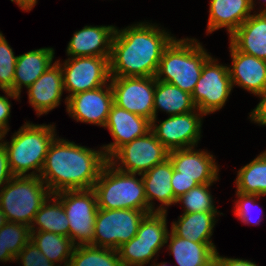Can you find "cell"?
Listing matches in <instances>:
<instances>
[{
  "mask_svg": "<svg viewBox=\"0 0 266 266\" xmlns=\"http://www.w3.org/2000/svg\"><path fill=\"white\" fill-rule=\"evenodd\" d=\"M164 28L139 22L116 27L109 59L111 77H155L161 56L176 38Z\"/></svg>",
  "mask_w": 266,
  "mask_h": 266,
  "instance_id": "obj_1",
  "label": "cell"
},
{
  "mask_svg": "<svg viewBox=\"0 0 266 266\" xmlns=\"http://www.w3.org/2000/svg\"><path fill=\"white\" fill-rule=\"evenodd\" d=\"M107 162L102 147L96 150L56 136L48 148L39 176L51 194L91 189Z\"/></svg>",
  "mask_w": 266,
  "mask_h": 266,
  "instance_id": "obj_2",
  "label": "cell"
},
{
  "mask_svg": "<svg viewBox=\"0 0 266 266\" xmlns=\"http://www.w3.org/2000/svg\"><path fill=\"white\" fill-rule=\"evenodd\" d=\"M55 126L26 121L13 133L10 142L4 140L6 134L0 135V142L7 151L9 166L14 176L40 175L48 148L57 136Z\"/></svg>",
  "mask_w": 266,
  "mask_h": 266,
  "instance_id": "obj_3",
  "label": "cell"
},
{
  "mask_svg": "<svg viewBox=\"0 0 266 266\" xmlns=\"http://www.w3.org/2000/svg\"><path fill=\"white\" fill-rule=\"evenodd\" d=\"M210 56L197 39L175 38L161 56L155 79L192 94Z\"/></svg>",
  "mask_w": 266,
  "mask_h": 266,
  "instance_id": "obj_4",
  "label": "cell"
},
{
  "mask_svg": "<svg viewBox=\"0 0 266 266\" xmlns=\"http://www.w3.org/2000/svg\"><path fill=\"white\" fill-rule=\"evenodd\" d=\"M136 175L141 176L136 178ZM99 209H135L151 213L141 174L125 173L107 162L94 184Z\"/></svg>",
  "mask_w": 266,
  "mask_h": 266,
  "instance_id": "obj_5",
  "label": "cell"
},
{
  "mask_svg": "<svg viewBox=\"0 0 266 266\" xmlns=\"http://www.w3.org/2000/svg\"><path fill=\"white\" fill-rule=\"evenodd\" d=\"M51 195L40 176H13L0 189V209L8 222L31 226L35 214Z\"/></svg>",
  "mask_w": 266,
  "mask_h": 266,
  "instance_id": "obj_6",
  "label": "cell"
},
{
  "mask_svg": "<svg viewBox=\"0 0 266 266\" xmlns=\"http://www.w3.org/2000/svg\"><path fill=\"white\" fill-rule=\"evenodd\" d=\"M69 221V238L75 246L90 245L94 237L98 211L96 193L91 189L64 190L55 193Z\"/></svg>",
  "mask_w": 266,
  "mask_h": 266,
  "instance_id": "obj_7",
  "label": "cell"
},
{
  "mask_svg": "<svg viewBox=\"0 0 266 266\" xmlns=\"http://www.w3.org/2000/svg\"><path fill=\"white\" fill-rule=\"evenodd\" d=\"M146 214V211L135 209H98L90 245L117 250L136 236Z\"/></svg>",
  "mask_w": 266,
  "mask_h": 266,
  "instance_id": "obj_8",
  "label": "cell"
},
{
  "mask_svg": "<svg viewBox=\"0 0 266 266\" xmlns=\"http://www.w3.org/2000/svg\"><path fill=\"white\" fill-rule=\"evenodd\" d=\"M228 67L218 63L212 56L204 62L191 94L196 108L204 115L219 111L228 101L233 90Z\"/></svg>",
  "mask_w": 266,
  "mask_h": 266,
  "instance_id": "obj_9",
  "label": "cell"
},
{
  "mask_svg": "<svg viewBox=\"0 0 266 266\" xmlns=\"http://www.w3.org/2000/svg\"><path fill=\"white\" fill-rule=\"evenodd\" d=\"M169 150L150 130L147 134L121 146L108 162L119 171L142 174L168 159Z\"/></svg>",
  "mask_w": 266,
  "mask_h": 266,
  "instance_id": "obj_10",
  "label": "cell"
},
{
  "mask_svg": "<svg viewBox=\"0 0 266 266\" xmlns=\"http://www.w3.org/2000/svg\"><path fill=\"white\" fill-rule=\"evenodd\" d=\"M110 57H68L60 63L63 73V88L69 93L67 99L80 92L96 89L110 82Z\"/></svg>",
  "mask_w": 266,
  "mask_h": 266,
  "instance_id": "obj_11",
  "label": "cell"
},
{
  "mask_svg": "<svg viewBox=\"0 0 266 266\" xmlns=\"http://www.w3.org/2000/svg\"><path fill=\"white\" fill-rule=\"evenodd\" d=\"M113 102L125 110L154 119L155 77H111Z\"/></svg>",
  "mask_w": 266,
  "mask_h": 266,
  "instance_id": "obj_12",
  "label": "cell"
},
{
  "mask_svg": "<svg viewBox=\"0 0 266 266\" xmlns=\"http://www.w3.org/2000/svg\"><path fill=\"white\" fill-rule=\"evenodd\" d=\"M203 116L205 115L196 109L185 114L169 116L162 122L152 120L151 130L169 151L197 147L202 137Z\"/></svg>",
  "mask_w": 266,
  "mask_h": 266,
  "instance_id": "obj_13",
  "label": "cell"
},
{
  "mask_svg": "<svg viewBox=\"0 0 266 266\" xmlns=\"http://www.w3.org/2000/svg\"><path fill=\"white\" fill-rule=\"evenodd\" d=\"M110 82L96 89L77 93L67 99L66 110L77 122L104 127L113 105Z\"/></svg>",
  "mask_w": 266,
  "mask_h": 266,
  "instance_id": "obj_14",
  "label": "cell"
},
{
  "mask_svg": "<svg viewBox=\"0 0 266 266\" xmlns=\"http://www.w3.org/2000/svg\"><path fill=\"white\" fill-rule=\"evenodd\" d=\"M211 153L194 147L169 151L176 177L194 179L198 184H213L219 180L218 164Z\"/></svg>",
  "mask_w": 266,
  "mask_h": 266,
  "instance_id": "obj_15",
  "label": "cell"
},
{
  "mask_svg": "<svg viewBox=\"0 0 266 266\" xmlns=\"http://www.w3.org/2000/svg\"><path fill=\"white\" fill-rule=\"evenodd\" d=\"M104 127L109 130L114 140L102 146L105 156L109 159L124 144L147 134L151 130V121L113 103Z\"/></svg>",
  "mask_w": 266,
  "mask_h": 266,
  "instance_id": "obj_16",
  "label": "cell"
},
{
  "mask_svg": "<svg viewBox=\"0 0 266 266\" xmlns=\"http://www.w3.org/2000/svg\"><path fill=\"white\" fill-rule=\"evenodd\" d=\"M232 65L228 67L232 87L238 86L256 96L266 90V60L238 51L229 45Z\"/></svg>",
  "mask_w": 266,
  "mask_h": 266,
  "instance_id": "obj_17",
  "label": "cell"
},
{
  "mask_svg": "<svg viewBox=\"0 0 266 266\" xmlns=\"http://www.w3.org/2000/svg\"><path fill=\"white\" fill-rule=\"evenodd\" d=\"M63 92V73L59 59L27 89L29 103L38 116L48 114L59 106Z\"/></svg>",
  "mask_w": 266,
  "mask_h": 266,
  "instance_id": "obj_18",
  "label": "cell"
},
{
  "mask_svg": "<svg viewBox=\"0 0 266 266\" xmlns=\"http://www.w3.org/2000/svg\"><path fill=\"white\" fill-rule=\"evenodd\" d=\"M115 30L113 25L84 26L76 31L68 42L67 56L110 57Z\"/></svg>",
  "mask_w": 266,
  "mask_h": 266,
  "instance_id": "obj_19",
  "label": "cell"
},
{
  "mask_svg": "<svg viewBox=\"0 0 266 266\" xmlns=\"http://www.w3.org/2000/svg\"><path fill=\"white\" fill-rule=\"evenodd\" d=\"M256 0H210L207 33L226 28L229 37L252 14Z\"/></svg>",
  "mask_w": 266,
  "mask_h": 266,
  "instance_id": "obj_20",
  "label": "cell"
},
{
  "mask_svg": "<svg viewBox=\"0 0 266 266\" xmlns=\"http://www.w3.org/2000/svg\"><path fill=\"white\" fill-rule=\"evenodd\" d=\"M141 175L149 210L151 212H167V208L174 204V192L171 186L173 165L170 159L155 165ZM155 199L161 203L158 208L154 207L153 200Z\"/></svg>",
  "mask_w": 266,
  "mask_h": 266,
  "instance_id": "obj_21",
  "label": "cell"
},
{
  "mask_svg": "<svg viewBox=\"0 0 266 266\" xmlns=\"http://www.w3.org/2000/svg\"><path fill=\"white\" fill-rule=\"evenodd\" d=\"M238 51L266 60V13H254L229 37Z\"/></svg>",
  "mask_w": 266,
  "mask_h": 266,
  "instance_id": "obj_22",
  "label": "cell"
},
{
  "mask_svg": "<svg viewBox=\"0 0 266 266\" xmlns=\"http://www.w3.org/2000/svg\"><path fill=\"white\" fill-rule=\"evenodd\" d=\"M167 245L169 255L174 256L178 266H214L217 249L213 242L190 241L171 231L167 237Z\"/></svg>",
  "mask_w": 266,
  "mask_h": 266,
  "instance_id": "obj_23",
  "label": "cell"
},
{
  "mask_svg": "<svg viewBox=\"0 0 266 266\" xmlns=\"http://www.w3.org/2000/svg\"><path fill=\"white\" fill-rule=\"evenodd\" d=\"M54 48L45 47L19 55L14 73V94L21 95V89H27L52 65Z\"/></svg>",
  "mask_w": 266,
  "mask_h": 266,
  "instance_id": "obj_24",
  "label": "cell"
},
{
  "mask_svg": "<svg viewBox=\"0 0 266 266\" xmlns=\"http://www.w3.org/2000/svg\"><path fill=\"white\" fill-rule=\"evenodd\" d=\"M220 212L183 213L172 222L171 231L180 238L194 242H212L213 228Z\"/></svg>",
  "mask_w": 266,
  "mask_h": 266,
  "instance_id": "obj_25",
  "label": "cell"
},
{
  "mask_svg": "<svg viewBox=\"0 0 266 266\" xmlns=\"http://www.w3.org/2000/svg\"><path fill=\"white\" fill-rule=\"evenodd\" d=\"M154 119L157 121V111H164L168 116L185 114L197 108L192 95L170 83L156 80L154 95Z\"/></svg>",
  "mask_w": 266,
  "mask_h": 266,
  "instance_id": "obj_26",
  "label": "cell"
},
{
  "mask_svg": "<svg viewBox=\"0 0 266 266\" xmlns=\"http://www.w3.org/2000/svg\"><path fill=\"white\" fill-rule=\"evenodd\" d=\"M30 231H46L69 237V221L61 200L55 194L49 195L43 202L34 216Z\"/></svg>",
  "mask_w": 266,
  "mask_h": 266,
  "instance_id": "obj_27",
  "label": "cell"
},
{
  "mask_svg": "<svg viewBox=\"0 0 266 266\" xmlns=\"http://www.w3.org/2000/svg\"><path fill=\"white\" fill-rule=\"evenodd\" d=\"M31 241L54 265L69 266L75 245L69 237L46 231H30Z\"/></svg>",
  "mask_w": 266,
  "mask_h": 266,
  "instance_id": "obj_28",
  "label": "cell"
},
{
  "mask_svg": "<svg viewBox=\"0 0 266 266\" xmlns=\"http://www.w3.org/2000/svg\"><path fill=\"white\" fill-rule=\"evenodd\" d=\"M236 192L266 196V151L237 171Z\"/></svg>",
  "mask_w": 266,
  "mask_h": 266,
  "instance_id": "obj_29",
  "label": "cell"
},
{
  "mask_svg": "<svg viewBox=\"0 0 266 266\" xmlns=\"http://www.w3.org/2000/svg\"><path fill=\"white\" fill-rule=\"evenodd\" d=\"M69 266H122L117 250L78 245L74 247Z\"/></svg>",
  "mask_w": 266,
  "mask_h": 266,
  "instance_id": "obj_30",
  "label": "cell"
},
{
  "mask_svg": "<svg viewBox=\"0 0 266 266\" xmlns=\"http://www.w3.org/2000/svg\"><path fill=\"white\" fill-rule=\"evenodd\" d=\"M167 243L141 242L135 236L130 241L122 244L118 249L119 259L122 266H145L150 263L155 255Z\"/></svg>",
  "mask_w": 266,
  "mask_h": 266,
  "instance_id": "obj_31",
  "label": "cell"
},
{
  "mask_svg": "<svg viewBox=\"0 0 266 266\" xmlns=\"http://www.w3.org/2000/svg\"><path fill=\"white\" fill-rule=\"evenodd\" d=\"M167 212L147 213L141 221L136 237L146 243H167Z\"/></svg>",
  "mask_w": 266,
  "mask_h": 266,
  "instance_id": "obj_32",
  "label": "cell"
},
{
  "mask_svg": "<svg viewBox=\"0 0 266 266\" xmlns=\"http://www.w3.org/2000/svg\"><path fill=\"white\" fill-rule=\"evenodd\" d=\"M211 185L213 184H198L178 198L176 204H183V213L219 212L210 192Z\"/></svg>",
  "mask_w": 266,
  "mask_h": 266,
  "instance_id": "obj_33",
  "label": "cell"
},
{
  "mask_svg": "<svg viewBox=\"0 0 266 266\" xmlns=\"http://www.w3.org/2000/svg\"><path fill=\"white\" fill-rule=\"evenodd\" d=\"M31 240L30 227L22 223L8 222L0 228V242L16 257Z\"/></svg>",
  "mask_w": 266,
  "mask_h": 266,
  "instance_id": "obj_34",
  "label": "cell"
},
{
  "mask_svg": "<svg viewBox=\"0 0 266 266\" xmlns=\"http://www.w3.org/2000/svg\"><path fill=\"white\" fill-rule=\"evenodd\" d=\"M17 57L5 36L0 37V89L14 93V73Z\"/></svg>",
  "mask_w": 266,
  "mask_h": 266,
  "instance_id": "obj_35",
  "label": "cell"
},
{
  "mask_svg": "<svg viewBox=\"0 0 266 266\" xmlns=\"http://www.w3.org/2000/svg\"><path fill=\"white\" fill-rule=\"evenodd\" d=\"M236 195L239 198L238 200H236L234 207V213L236 217H238V219H240L244 224L252 223V225H258L262 221V219L260 215L258 217H255L257 220L253 218V216L251 215V210L253 209V207L257 206L256 199L259 200L261 196L257 194H244L240 192H236Z\"/></svg>",
  "mask_w": 266,
  "mask_h": 266,
  "instance_id": "obj_36",
  "label": "cell"
},
{
  "mask_svg": "<svg viewBox=\"0 0 266 266\" xmlns=\"http://www.w3.org/2000/svg\"><path fill=\"white\" fill-rule=\"evenodd\" d=\"M15 261H21L20 263L23 266H56L46 258L31 240L15 257Z\"/></svg>",
  "mask_w": 266,
  "mask_h": 266,
  "instance_id": "obj_37",
  "label": "cell"
},
{
  "mask_svg": "<svg viewBox=\"0 0 266 266\" xmlns=\"http://www.w3.org/2000/svg\"><path fill=\"white\" fill-rule=\"evenodd\" d=\"M3 93L6 94L0 95V135L2 134H7L9 131V124H8V119L10 117L11 113V103L9 98L18 99L20 100V96L17 94H14L12 91H3Z\"/></svg>",
  "mask_w": 266,
  "mask_h": 266,
  "instance_id": "obj_38",
  "label": "cell"
},
{
  "mask_svg": "<svg viewBox=\"0 0 266 266\" xmlns=\"http://www.w3.org/2000/svg\"><path fill=\"white\" fill-rule=\"evenodd\" d=\"M197 185L198 183L194 179L186 177H176V171L173 168L171 186L173 187L174 192V204H176L178 198H180L182 195H184Z\"/></svg>",
  "mask_w": 266,
  "mask_h": 266,
  "instance_id": "obj_39",
  "label": "cell"
},
{
  "mask_svg": "<svg viewBox=\"0 0 266 266\" xmlns=\"http://www.w3.org/2000/svg\"><path fill=\"white\" fill-rule=\"evenodd\" d=\"M14 175L11 172L8 160V154L0 142V188L12 179Z\"/></svg>",
  "mask_w": 266,
  "mask_h": 266,
  "instance_id": "obj_40",
  "label": "cell"
},
{
  "mask_svg": "<svg viewBox=\"0 0 266 266\" xmlns=\"http://www.w3.org/2000/svg\"><path fill=\"white\" fill-rule=\"evenodd\" d=\"M260 102L257 106L249 113V118L251 121L258 125L266 126V90L265 92L259 96Z\"/></svg>",
  "mask_w": 266,
  "mask_h": 266,
  "instance_id": "obj_41",
  "label": "cell"
},
{
  "mask_svg": "<svg viewBox=\"0 0 266 266\" xmlns=\"http://www.w3.org/2000/svg\"><path fill=\"white\" fill-rule=\"evenodd\" d=\"M214 266H259L255 262H251L245 259L239 258H228L220 256L218 251H216L214 258Z\"/></svg>",
  "mask_w": 266,
  "mask_h": 266,
  "instance_id": "obj_42",
  "label": "cell"
},
{
  "mask_svg": "<svg viewBox=\"0 0 266 266\" xmlns=\"http://www.w3.org/2000/svg\"><path fill=\"white\" fill-rule=\"evenodd\" d=\"M11 2H15L18 7L26 12L31 11V9L37 4V0H11Z\"/></svg>",
  "mask_w": 266,
  "mask_h": 266,
  "instance_id": "obj_43",
  "label": "cell"
},
{
  "mask_svg": "<svg viewBox=\"0 0 266 266\" xmlns=\"http://www.w3.org/2000/svg\"><path fill=\"white\" fill-rule=\"evenodd\" d=\"M0 261L2 263L7 262H15V257L10 253V251L7 248H4V246L0 242Z\"/></svg>",
  "mask_w": 266,
  "mask_h": 266,
  "instance_id": "obj_44",
  "label": "cell"
},
{
  "mask_svg": "<svg viewBox=\"0 0 266 266\" xmlns=\"http://www.w3.org/2000/svg\"><path fill=\"white\" fill-rule=\"evenodd\" d=\"M7 223L6 216L4 212L0 209V228Z\"/></svg>",
  "mask_w": 266,
  "mask_h": 266,
  "instance_id": "obj_45",
  "label": "cell"
},
{
  "mask_svg": "<svg viewBox=\"0 0 266 266\" xmlns=\"http://www.w3.org/2000/svg\"><path fill=\"white\" fill-rule=\"evenodd\" d=\"M155 260H156V259H154V260H153V261H154V262H153V263H154V265H153V263H152V265H151V266H167V262H163V263H162V262H160L159 264H158V263L156 264V263H155Z\"/></svg>",
  "mask_w": 266,
  "mask_h": 266,
  "instance_id": "obj_46",
  "label": "cell"
},
{
  "mask_svg": "<svg viewBox=\"0 0 266 266\" xmlns=\"http://www.w3.org/2000/svg\"><path fill=\"white\" fill-rule=\"evenodd\" d=\"M261 1H263V3L266 2V0H261ZM265 4H266V3H265ZM261 8H262V7H260V13H266V6H265V8H264L263 10H261Z\"/></svg>",
  "mask_w": 266,
  "mask_h": 266,
  "instance_id": "obj_47",
  "label": "cell"
}]
</instances>
